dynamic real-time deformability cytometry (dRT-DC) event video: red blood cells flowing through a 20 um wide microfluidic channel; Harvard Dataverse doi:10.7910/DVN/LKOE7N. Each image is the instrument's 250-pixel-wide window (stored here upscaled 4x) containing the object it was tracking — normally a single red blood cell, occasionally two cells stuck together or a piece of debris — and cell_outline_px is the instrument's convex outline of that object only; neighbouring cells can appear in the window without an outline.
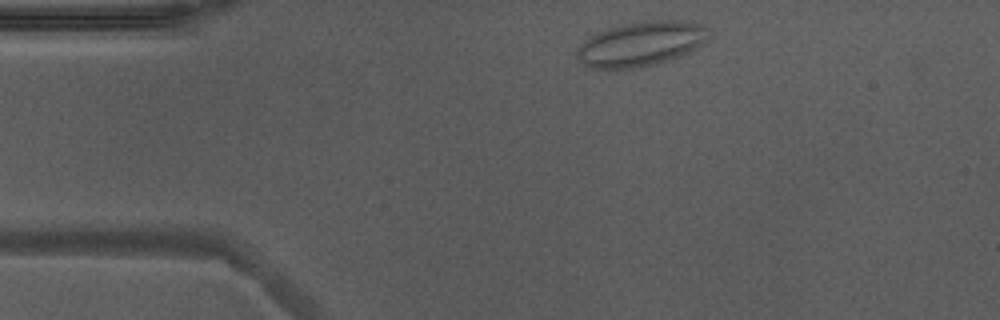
{"species": "Egyptian fruit bat (a non-hibernating species)", "species_latin": "Rousettus aegyptiacus", "temperature_condition": "warm", "stored_images_in_passage": 45, "camera_frame_rate_fps": 3000, "um_per_image_px": 0.085, "animal": {"sex": "male"}, "frame": {"image": 1, "passage_image": 2, "time_ms": 0.333, "image_size_px": [1000, 320], "cell_outline_px": [[708, 36], [704, 44], [688, 52], [668, 60], [640, 68], [588, 68], [576, 56], [576, 48], [588, 36], [596, 32], [620, 24], [640, 20], [680, 20], [700, 24], [708, 28]], "centroid_in_image_um": [54.45, 3.71], "position_along_channel_um": 30.6, "area_um2": 34.56}}
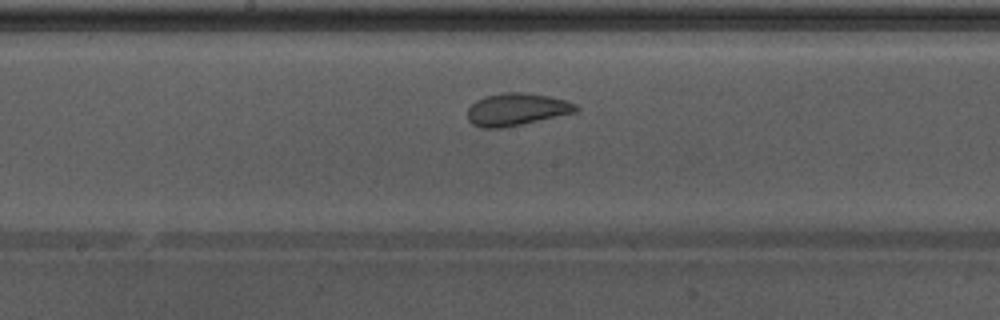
{"frame": {"image": 2, "passage_image": 19, "time_ms": 6.0, "image_size_px": [1000, 320], "cell_outline_px": [[580, 108], [576, 112], [520, 124], [500, 128], [480, 128], [472, 124], [468, 120], [468, 108], [476, 100], [484, 96], [504, 92], [524, 92], [548, 96], [568, 100], [576, 104]], "centroid_in_image_um": [43.9, 9.29], "position_along_channel_um": 204.3, "area_um2": 20.46}}
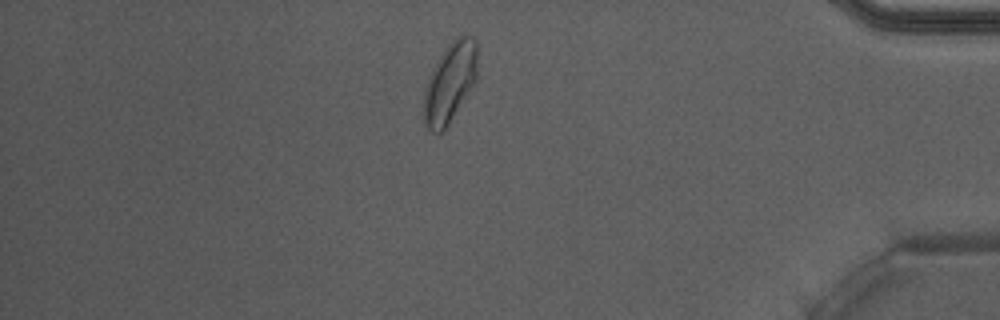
{"frame": {"image": 3, "passage_image": 37, "time_ms": 12.0, "image_size_px": [1000, 320], "cell_outline_px": [[476, 80], [448, 124], [440, 132], [432, 132], [424, 124], [424, 92], [428, 76], [448, 44], [456, 36], [472, 36], [476, 40]], "centroid_in_image_um": [38.23, 7.0], "position_along_channel_um": 397.0, "area_um2": 24.39}, "authors_computed_cell_mechanics": {"area_um2": 21.7906, "velocity_mm_per_s": 3.8749, "shape_relaxation_time_tau1_ms": null, "shape_relaxation_time_tau2_ms": 1.1481, "deformation_change_tau1": null, "deformation_change_tau2": 0.0676}}